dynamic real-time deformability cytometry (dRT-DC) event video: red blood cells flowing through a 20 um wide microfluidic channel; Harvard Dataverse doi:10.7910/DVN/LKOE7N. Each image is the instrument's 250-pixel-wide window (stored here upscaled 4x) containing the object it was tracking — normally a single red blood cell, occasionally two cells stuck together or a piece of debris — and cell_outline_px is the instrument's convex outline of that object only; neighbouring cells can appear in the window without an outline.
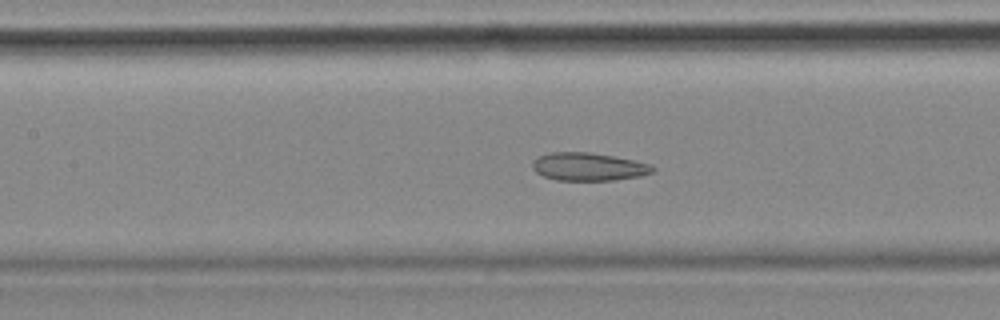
{"species": "common noctule bat (a hibernating species)", "species_latin": "Nyctalus noctula", "temperature_condition": "cold", "stored_images_in_passage": 56, "camera_frame_rate_fps": 3000, "um_per_image_px": 0.085, "animal": {"sex": "female", "body_mass_g": 18.4}, "frame": {"image": 1, "passage_image": 25, "time_ms": 8.0, "image_size_px": [1000, 320], "cell_outline_px": [[656, 168], [652, 172], [640, 176], [612, 180], [556, 180], [544, 176], [536, 172], [532, 168], [532, 160], [540, 156], [552, 152], [588, 152], [612, 156], [652, 164]], "centroid_in_image_um": [50.01, 14.17], "position_along_channel_um": 157.4, "area_um2": 19.48}}
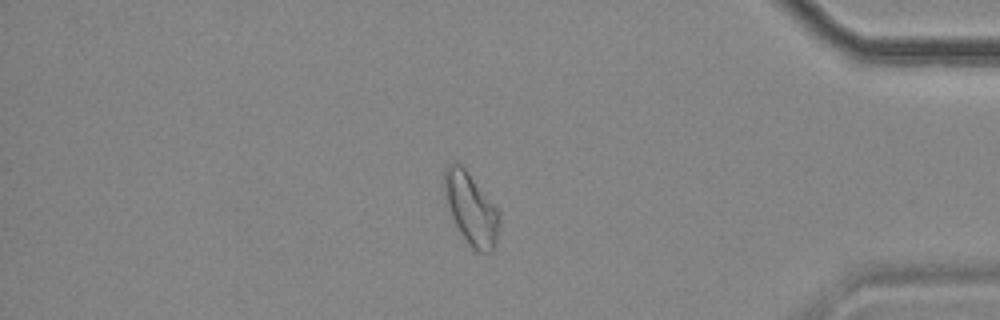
{"frame": {"image": 2, "passage_image": 48, "time_ms": 15.667, "image_size_px": [1000, 320], "cell_outline_px": [[500, 220], [496, 244], [492, 252], [476, 252], [472, 248], [460, 232], [444, 204], [444, 172], [448, 164], [456, 160], [468, 172], [500, 212]], "centroid_in_image_um": [40.02, 17.75], "position_along_channel_um": 395.2, "area_um2": 23.24}, "authors_computed_cell_mechanics": {"area_um2": 21.9929, "velocity_mm_per_s": 3.528, "shape_relaxation_time_tau1_ms": null, "shape_relaxation_time_tau2_ms": 2.8143, "deformation_change_tau1": null, "deformation_change_tau2": 0.1001}}